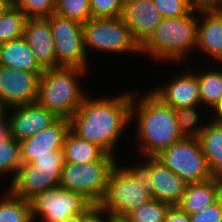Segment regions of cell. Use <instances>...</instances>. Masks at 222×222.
I'll list each match as a JSON object with an SVG mask.
<instances>
[{"mask_svg": "<svg viewBox=\"0 0 222 222\" xmlns=\"http://www.w3.org/2000/svg\"><path fill=\"white\" fill-rule=\"evenodd\" d=\"M132 95L122 94L113 99H89L69 119L70 130L79 138L98 145L113 155V147L124 127L131 120Z\"/></svg>", "mask_w": 222, "mask_h": 222, "instance_id": "cell-1", "label": "cell"}, {"mask_svg": "<svg viewBox=\"0 0 222 222\" xmlns=\"http://www.w3.org/2000/svg\"><path fill=\"white\" fill-rule=\"evenodd\" d=\"M138 104L132 96L131 118L137 113V132L142 140V149L147 157H156L164 149L181 140L175 109L164 104L152 92L145 94ZM137 108L135 109V106ZM144 143V144H143Z\"/></svg>", "mask_w": 222, "mask_h": 222, "instance_id": "cell-2", "label": "cell"}, {"mask_svg": "<svg viewBox=\"0 0 222 222\" xmlns=\"http://www.w3.org/2000/svg\"><path fill=\"white\" fill-rule=\"evenodd\" d=\"M84 71L76 67L44 70L39 80L37 103L58 118L70 119L86 97L76 79Z\"/></svg>", "mask_w": 222, "mask_h": 222, "instance_id": "cell-3", "label": "cell"}, {"mask_svg": "<svg viewBox=\"0 0 222 222\" xmlns=\"http://www.w3.org/2000/svg\"><path fill=\"white\" fill-rule=\"evenodd\" d=\"M152 198L142 170L137 167L118 168L109 173L105 195L99 203L114 218L126 216Z\"/></svg>", "mask_w": 222, "mask_h": 222, "instance_id": "cell-4", "label": "cell"}, {"mask_svg": "<svg viewBox=\"0 0 222 222\" xmlns=\"http://www.w3.org/2000/svg\"><path fill=\"white\" fill-rule=\"evenodd\" d=\"M193 11L183 17L162 18L151 36L140 46L146 52L160 59L178 60L198 41V21Z\"/></svg>", "mask_w": 222, "mask_h": 222, "instance_id": "cell-5", "label": "cell"}, {"mask_svg": "<svg viewBox=\"0 0 222 222\" xmlns=\"http://www.w3.org/2000/svg\"><path fill=\"white\" fill-rule=\"evenodd\" d=\"M63 164V150H54L53 155L34 156L33 162L20 165L10 191L29 201L38 193L60 186Z\"/></svg>", "mask_w": 222, "mask_h": 222, "instance_id": "cell-6", "label": "cell"}, {"mask_svg": "<svg viewBox=\"0 0 222 222\" xmlns=\"http://www.w3.org/2000/svg\"><path fill=\"white\" fill-rule=\"evenodd\" d=\"M115 166V160H95L82 164L64 162L60 186L80 193L92 204H99L103 199L107 179Z\"/></svg>", "mask_w": 222, "mask_h": 222, "instance_id": "cell-7", "label": "cell"}, {"mask_svg": "<svg viewBox=\"0 0 222 222\" xmlns=\"http://www.w3.org/2000/svg\"><path fill=\"white\" fill-rule=\"evenodd\" d=\"M156 157L186 183L213 178L198 138L183 137Z\"/></svg>", "mask_w": 222, "mask_h": 222, "instance_id": "cell-8", "label": "cell"}, {"mask_svg": "<svg viewBox=\"0 0 222 222\" xmlns=\"http://www.w3.org/2000/svg\"><path fill=\"white\" fill-rule=\"evenodd\" d=\"M82 29L85 52L87 46L103 52H140L139 44L121 17L92 18L82 24Z\"/></svg>", "mask_w": 222, "mask_h": 222, "instance_id": "cell-9", "label": "cell"}, {"mask_svg": "<svg viewBox=\"0 0 222 222\" xmlns=\"http://www.w3.org/2000/svg\"><path fill=\"white\" fill-rule=\"evenodd\" d=\"M56 55L57 67L86 68L82 23L57 14L48 18Z\"/></svg>", "mask_w": 222, "mask_h": 222, "instance_id": "cell-10", "label": "cell"}, {"mask_svg": "<svg viewBox=\"0 0 222 222\" xmlns=\"http://www.w3.org/2000/svg\"><path fill=\"white\" fill-rule=\"evenodd\" d=\"M29 202L32 221L41 214L44 222H62L83 213L92 204L80 193L62 186L38 193Z\"/></svg>", "mask_w": 222, "mask_h": 222, "instance_id": "cell-11", "label": "cell"}, {"mask_svg": "<svg viewBox=\"0 0 222 222\" xmlns=\"http://www.w3.org/2000/svg\"><path fill=\"white\" fill-rule=\"evenodd\" d=\"M43 72H27L0 65V106L37 103L39 80Z\"/></svg>", "mask_w": 222, "mask_h": 222, "instance_id": "cell-12", "label": "cell"}, {"mask_svg": "<svg viewBox=\"0 0 222 222\" xmlns=\"http://www.w3.org/2000/svg\"><path fill=\"white\" fill-rule=\"evenodd\" d=\"M146 164L138 166L146 180L153 199L177 206L185 192L187 183L167 168L157 157H146Z\"/></svg>", "mask_w": 222, "mask_h": 222, "instance_id": "cell-13", "label": "cell"}, {"mask_svg": "<svg viewBox=\"0 0 222 222\" xmlns=\"http://www.w3.org/2000/svg\"><path fill=\"white\" fill-rule=\"evenodd\" d=\"M14 114L8 118L9 134L17 141L32 137L50 127L59 118L38 103L12 106Z\"/></svg>", "mask_w": 222, "mask_h": 222, "instance_id": "cell-14", "label": "cell"}, {"mask_svg": "<svg viewBox=\"0 0 222 222\" xmlns=\"http://www.w3.org/2000/svg\"><path fill=\"white\" fill-rule=\"evenodd\" d=\"M121 18L141 46L158 27L162 16L152 0H124Z\"/></svg>", "mask_w": 222, "mask_h": 222, "instance_id": "cell-15", "label": "cell"}, {"mask_svg": "<svg viewBox=\"0 0 222 222\" xmlns=\"http://www.w3.org/2000/svg\"><path fill=\"white\" fill-rule=\"evenodd\" d=\"M69 131V119L59 118L50 127L20 141L21 162L31 163L34 161V156L53 155L54 150H63Z\"/></svg>", "mask_w": 222, "mask_h": 222, "instance_id": "cell-16", "label": "cell"}, {"mask_svg": "<svg viewBox=\"0 0 222 222\" xmlns=\"http://www.w3.org/2000/svg\"><path fill=\"white\" fill-rule=\"evenodd\" d=\"M23 38L44 70L56 68L55 45L46 18L27 19Z\"/></svg>", "mask_w": 222, "mask_h": 222, "instance_id": "cell-17", "label": "cell"}, {"mask_svg": "<svg viewBox=\"0 0 222 222\" xmlns=\"http://www.w3.org/2000/svg\"><path fill=\"white\" fill-rule=\"evenodd\" d=\"M152 93L173 109L197 106L201 103L200 87L197 76L193 73L187 72L181 77L177 76L165 88L156 89Z\"/></svg>", "mask_w": 222, "mask_h": 222, "instance_id": "cell-18", "label": "cell"}, {"mask_svg": "<svg viewBox=\"0 0 222 222\" xmlns=\"http://www.w3.org/2000/svg\"><path fill=\"white\" fill-rule=\"evenodd\" d=\"M221 196L222 178L213 177L203 182L187 183L177 206L189 215H193L215 203Z\"/></svg>", "mask_w": 222, "mask_h": 222, "instance_id": "cell-19", "label": "cell"}, {"mask_svg": "<svg viewBox=\"0 0 222 222\" xmlns=\"http://www.w3.org/2000/svg\"><path fill=\"white\" fill-rule=\"evenodd\" d=\"M205 15L203 23H198L197 46L203 48L216 60H222V10L200 9ZM207 16V17H206ZM200 24V25H199Z\"/></svg>", "mask_w": 222, "mask_h": 222, "instance_id": "cell-20", "label": "cell"}, {"mask_svg": "<svg viewBox=\"0 0 222 222\" xmlns=\"http://www.w3.org/2000/svg\"><path fill=\"white\" fill-rule=\"evenodd\" d=\"M0 65L27 72H44L23 37L0 44Z\"/></svg>", "mask_w": 222, "mask_h": 222, "instance_id": "cell-21", "label": "cell"}, {"mask_svg": "<svg viewBox=\"0 0 222 222\" xmlns=\"http://www.w3.org/2000/svg\"><path fill=\"white\" fill-rule=\"evenodd\" d=\"M64 162L78 164L95 160H114L113 156L106 153L98 145L79 138L71 130L67 133L63 145Z\"/></svg>", "mask_w": 222, "mask_h": 222, "instance_id": "cell-22", "label": "cell"}, {"mask_svg": "<svg viewBox=\"0 0 222 222\" xmlns=\"http://www.w3.org/2000/svg\"><path fill=\"white\" fill-rule=\"evenodd\" d=\"M198 137L213 177L222 178V123L215 120Z\"/></svg>", "mask_w": 222, "mask_h": 222, "instance_id": "cell-23", "label": "cell"}, {"mask_svg": "<svg viewBox=\"0 0 222 222\" xmlns=\"http://www.w3.org/2000/svg\"><path fill=\"white\" fill-rule=\"evenodd\" d=\"M0 201V222H33L30 202L11 191Z\"/></svg>", "mask_w": 222, "mask_h": 222, "instance_id": "cell-24", "label": "cell"}, {"mask_svg": "<svg viewBox=\"0 0 222 222\" xmlns=\"http://www.w3.org/2000/svg\"><path fill=\"white\" fill-rule=\"evenodd\" d=\"M196 76L201 102L216 110L222 102V71H209Z\"/></svg>", "mask_w": 222, "mask_h": 222, "instance_id": "cell-25", "label": "cell"}, {"mask_svg": "<svg viewBox=\"0 0 222 222\" xmlns=\"http://www.w3.org/2000/svg\"><path fill=\"white\" fill-rule=\"evenodd\" d=\"M26 15L15 6H11L0 16V44L20 39L24 35Z\"/></svg>", "mask_w": 222, "mask_h": 222, "instance_id": "cell-26", "label": "cell"}, {"mask_svg": "<svg viewBox=\"0 0 222 222\" xmlns=\"http://www.w3.org/2000/svg\"><path fill=\"white\" fill-rule=\"evenodd\" d=\"M169 208V204L151 199L149 202L134 208L121 219L135 222H164Z\"/></svg>", "mask_w": 222, "mask_h": 222, "instance_id": "cell-27", "label": "cell"}, {"mask_svg": "<svg viewBox=\"0 0 222 222\" xmlns=\"http://www.w3.org/2000/svg\"><path fill=\"white\" fill-rule=\"evenodd\" d=\"M21 164L20 141L8 133L0 139V173L13 171L15 178Z\"/></svg>", "mask_w": 222, "mask_h": 222, "instance_id": "cell-28", "label": "cell"}, {"mask_svg": "<svg viewBox=\"0 0 222 222\" xmlns=\"http://www.w3.org/2000/svg\"><path fill=\"white\" fill-rule=\"evenodd\" d=\"M55 14L82 24L86 23L92 19L90 0H56Z\"/></svg>", "mask_w": 222, "mask_h": 222, "instance_id": "cell-29", "label": "cell"}, {"mask_svg": "<svg viewBox=\"0 0 222 222\" xmlns=\"http://www.w3.org/2000/svg\"><path fill=\"white\" fill-rule=\"evenodd\" d=\"M56 0H12L28 19L48 18L55 13Z\"/></svg>", "mask_w": 222, "mask_h": 222, "instance_id": "cell-30", "label": "cell"}, {"mask_svg": "<svg viewBox=\"0 0 222 222\" xmlns=\"http://www.w3.org/2000/svg\"><path fill=\"white\" fill-rule=\"evenodd\" d=\"M196 106L175 109L178 128L183 137L198 138L205 126H195L199 115L195 110Z\"/></svg>", "mask_w": 222, "mask_h": 222, "instance_id": "cell-31", "label": "cell"}, {"mask_svg": "<svg viewBox=\"0 0 222 222\" xmlns=\"http://www.w3.org/2000/svg\"><path fill=\"white\" fill-rule=\"evenodd\" d=\"M162 18H177L195 10L191 0H152Z\"/></svg>", "mask_w": 222, "mask_h": 222, "instance_id": "cell-32", "label": "cell"}, {"mask_svg": "<svg viewBox=\"0 0 222 222\" xmlns=\"http://www.w3.org/2000/svg\"><path fill=\"white\" fill-rule=\"evenodd\" d=\"M124 0H90L92 18L121 17Z\"/></svg>", "mask_w": 222, "mask_h": 222, "instance_id": "cell-33", "label": "cell"}, {"mask_svg": "<svg viewBox=\"0 0 222 222\" xmlns=\"http://www.w3.org/2000/svg\"><path fill=\"white\" fill-rule=\"evenodd\" d=\"M189 217L190 222H222V196L212 205Z\"/></svg>", "mask_w": 222, "mask_h": 222, "instance_id": "cell-34", "label": "cell"}, {"mask_svg": "<svg viewBox=\"0 0 222 222\" xmlns=\"http://www.w3.org/2000/svg\"><path fill=\"white\" fill-rule=\"evenodd\" d=\"M106 210L100 204H91L83 213L80 214V222H112V217L108 213V217L104 220L102 215Z\"/></svg>", "mask_w": 222, "mask_h": 222, "instance_id": "cell-35", "label": "cell"}, {"mask_svg": "<svg viewBox=\"0 0 222 222\" xmlns=\"http://www.w3.org/2000/svg\"><path fill=\"white\" fill-rule=\"evenodd\" d=\"M164 222H190L189 214L181 210L178 206H170Z\"/></svg>", "mask_w": 222, "mask_h": 222, "instance_id": "cell-36", "label": "cell"}, {"mask_svg": "<svg viewBox=\"0 0 222 222\" xmlns=\"http://www.w3.org/2000/svg\"><path fill=\"white\" fill-rule=\"evenodd\" d=\"M191 2L196 10L222 8V0H191Z\"/></svg>", "mask_w": 222, "mask_h": 222, "instance_id": "cell-37", "label": "cell"}, {"mask_svg": "<svg viewBox=\"0 0 222 222\" xmlns=\"http://www.w3.org/2000/svg\"><path fill=\"white\" fill-rule=\"evenodd\" d=\"M5 114H6L5 109L2 106H0V139L5 137L9 133L8 120L6 121Z\"/></svg>", "mask_w": 222, "mask_h": 222, "instance_id": "cell-38", "label": "cell"}, {"mask_svg": "<svg viewBox=\"0 0 222 222\" xmlns=\"http://www.w3.org/2000/svg\"><path fill=\"white\" fill-rule=\"evenodd\" d=\"M12 6V0H0V16Z\"/></svg>", "mask_w": 222, "mask_h": 222, "instance_id": "cell-39", "label": "cell"}, {"mask_svg": "<svg viewBox=\"0 0 222 222\" xmlns=\"http://www.w3.org/2000/svg\"><path fill=\"white\" fill-rule=\"evenodd\" d=\"M216 119H214L215 121L222 123V102L220 103V105L216 108Z\"/></svg>", "mask_w": 222, "mask_h": 222, "instance_id": "cell-40", "label": "cell"}, {"mask_svg": "<svg viewBox=\"0 0 222 222\" xmlns=\"http://www.w3.org/2000/svg\"><path fill=\"white\" fill-rule=\"evenodd\" d=\"M62 222H80V214L71 218L65 219Z\"/></svg>", "mask_w": 222, "mask_h": 222, "instance_id": "cell-41", "label": "cell"}, {"mask_svg": "<svg viewBox=\"0 0 222 222\" xmlns=\"http://www.w3.org/2000/svg\"><path fill=\"white\" fill-rule=\"evenodd\" d=\"M112 222H124L121 218H113Z\"/></svg>", "mask_w": 222, "mask_h": 222, "instance_id": "cell-42", "label": "cell"}]
</instances>
